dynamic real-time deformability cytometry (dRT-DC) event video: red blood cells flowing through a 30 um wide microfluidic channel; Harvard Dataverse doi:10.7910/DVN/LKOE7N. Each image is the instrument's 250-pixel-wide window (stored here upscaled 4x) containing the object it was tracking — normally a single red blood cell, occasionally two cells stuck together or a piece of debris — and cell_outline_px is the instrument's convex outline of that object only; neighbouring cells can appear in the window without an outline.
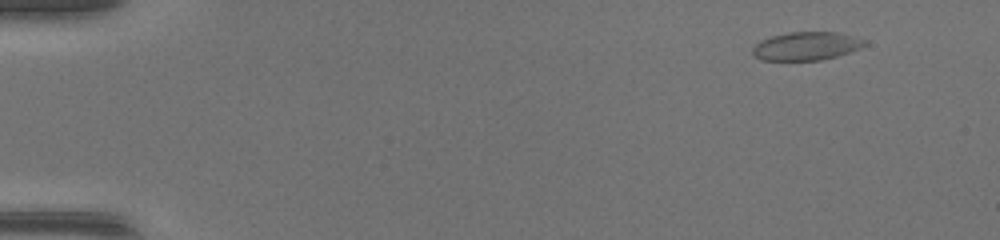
{"species": "common noctule bat (a hibernating species)", "species_latin": "Nyctalus noctula", "temperature_condition": "warm", "stored_images_in_passage": 44, "camera_frame_rate_fps": 3000, "um_per_image_px": 0.085, "animal": {"sex": "female", "body_mass_g": 17.0, "forearm_length_mm": 48.0}, "frame": {"image": 1, "passage_image": 1, "time_ms": 0.0, "image_size_px": [1000, 240], "cell_outline_px": [[868, 44], [860, 48], [836, 56], [820, 60], [760, 60], [752, 52], [752, 48], [760, 40], [772, 36], [792, 32], [836, 32], [864, 40]], "centroid_in_image_um": [68.51, 3.92], "position_along_channel_um": 16.5, "area_um2": 18.21}}
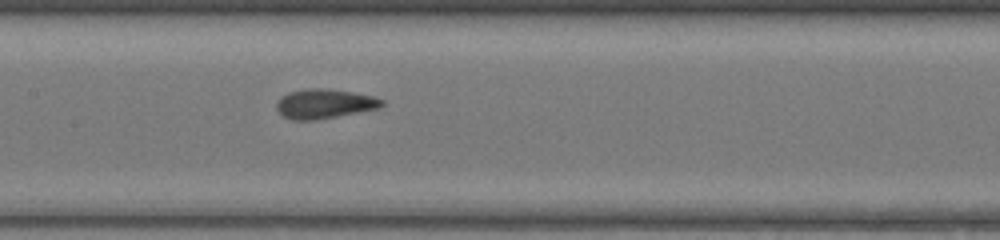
{"frame": {"image": 2, "passage_image": 21, "time_ms": 6.667, "image_size_px": [1000, 240], "cell_outline_px": [[384, 104], [380, 108], [336, 116], [312, 120], [292, 120], [284, 116], [276, 108], [276, 100], [280, 96], [288, 92], [308, 88], [328, 88], [352, 92], [372, 96], [384, 100]], "centroid_in_image_um": [27.55, 8.8], "position_along_channel_um": 179.9, "area_um2": 18.09}}
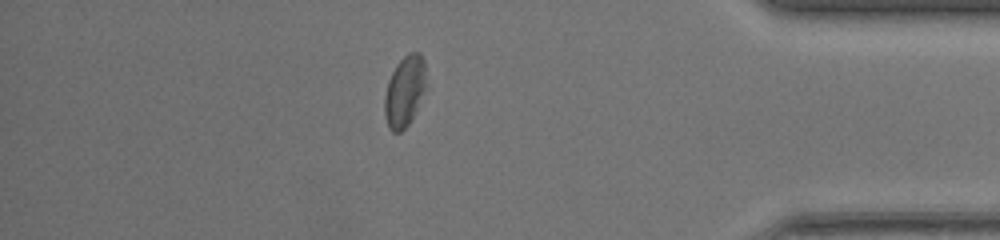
{"frame": {"image": 3, "passage_image": 38, "time_ms": 12.333, "image_size_px": [1000, 240], "cell_outline_px": [[428, 84], [408, 124], [400, 132], [392, 132], [388, 128], [384, 116], [384, 96], [388, 80], [396, 64], [408, 52], [420, 52], [424, 60]], "centroid_in_image_um": [34.39, 7.72], "position_along_channel_um": 400.8, "area_um2": 17.4}}